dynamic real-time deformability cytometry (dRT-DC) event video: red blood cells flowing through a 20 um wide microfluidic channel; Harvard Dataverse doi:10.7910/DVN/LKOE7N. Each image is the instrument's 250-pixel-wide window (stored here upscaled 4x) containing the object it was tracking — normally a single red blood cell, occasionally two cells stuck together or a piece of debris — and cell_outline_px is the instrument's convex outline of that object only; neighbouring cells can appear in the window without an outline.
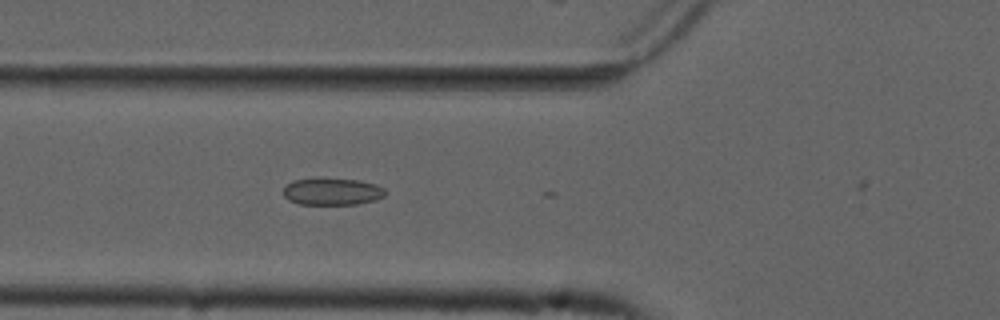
{"species": "common noctule bat (a hibernating species)", "species_latin": "Nyctalus noctula", "temperature_condition": "cold", "stored_images_in_passage": 21, "camera_frame_rate_fps": 3000, "um_per_image_px": 0.085, "animal": {"sex": "male", "forearm_length_mm": 52.5}, "frame": {"image": 1, "passage_image": 20, "time_ms": 6.333, "image_size_px": [1000, 320], "cell_outline_px": [[388, 192], [384, 196], [376, 200], [356, 204], [300, 204], [288, 200], [284, 196], [284, 188], [292, 180], [360, 180], [376, 184], [384, 188]], "centroid_in_image_um": [28.29, 16.31], "position_along_channel_um": 97.5, "area_um2": 15.66}}